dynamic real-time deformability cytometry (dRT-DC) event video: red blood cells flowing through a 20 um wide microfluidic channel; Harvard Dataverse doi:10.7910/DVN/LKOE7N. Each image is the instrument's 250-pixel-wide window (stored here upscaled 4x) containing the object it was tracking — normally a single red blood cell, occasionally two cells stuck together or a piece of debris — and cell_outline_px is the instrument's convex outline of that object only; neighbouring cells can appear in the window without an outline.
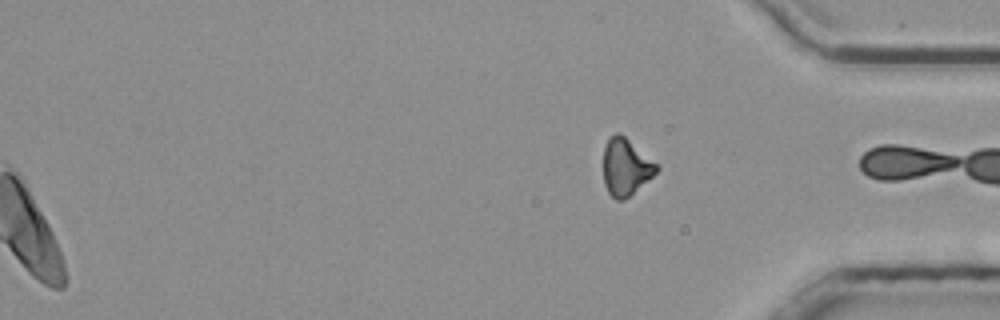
{"species": "common noctule bat (a hibernating species)", "species_latin": "Nyctalus noctula", "temperature_condition": "room temperature", "stored_images_in_passage": 51, "segment_of_instrument_passage": [2, 2], "camera_frame_rate_fps": 3000, "um_per_image_px": 0.085, "animal": {"sex": "male", "body_mass_g": 20.4}, "frame": {"image": 1, "passage_image": 51, "time_ms": 16.667, "image_size_px": [1000, 320], "cell_outline_px": [[660, 168], [652, 176], [624, 200], [616, 200], [608, 192], [604, 184], [604, 144], [608, 136], [616, 132], [620, 132], [660, 164]], "centroid_in_image_um": [53.2, 14.14], "position_along_channel_um": 382.0, "area_um2": 17.92}}